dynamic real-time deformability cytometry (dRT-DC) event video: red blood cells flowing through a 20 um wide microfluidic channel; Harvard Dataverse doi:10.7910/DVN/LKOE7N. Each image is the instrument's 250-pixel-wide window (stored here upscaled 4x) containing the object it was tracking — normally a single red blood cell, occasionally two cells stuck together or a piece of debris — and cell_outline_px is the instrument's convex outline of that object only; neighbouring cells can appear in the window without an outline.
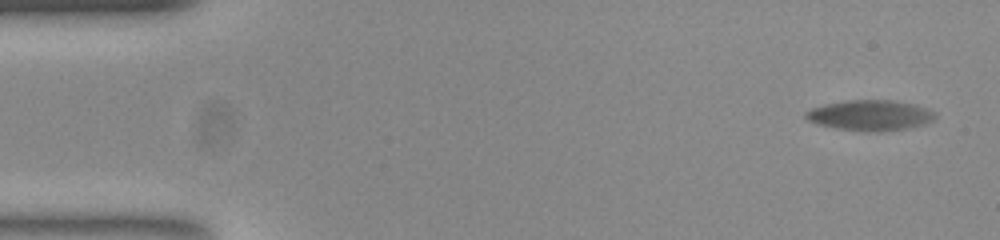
{"species": "common noctule bat (a hibernating species)", "species_latin": "Nyctalus noctula", "temperature_condition": "room temperature", "stored_images_in_passage": 56, "camera_frame_rate_fps": 3000, "um_per_image_px": 0.085, "animal": {"sex": "female", "body_mass_g": 23.0, "forearm_length_mm": 53.4}, "frame": {"image": 1, "passage_image": 1, "time_ms": 0.0, "image_size_px": [1000, 240], "cell_outline_px": [[932, 116], [928, 120], [920, 124], [904, 128], [880, 132], [868, 132], [840, 128], [820, 124], [808, 120], [804, 116], [812, 108], [828, 104], [852, 100], [888, 100], [912, 104], [932, 112]], "centroid_in_image_um": [73.88, 9.8], "position_along_channel_um": 11.1, "area_um2": 21.79}}
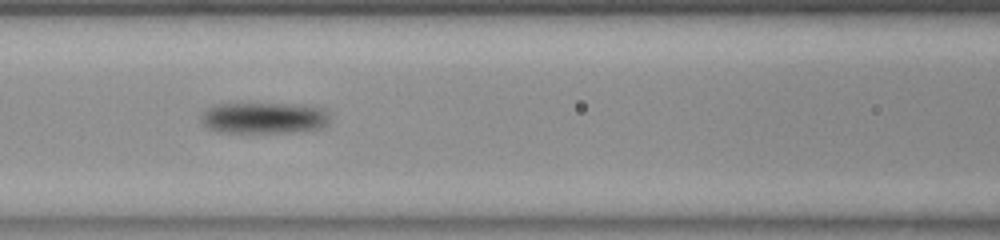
{"frame": {"image": 2, "passage_image": 23, "time_ms": 7.333, "image_size_px": [1000, 240], "cell_outline_px": [[328, 124], [320, 128], [288, 132], [220, 132], [208, 128], [200, 120], [200, 116], [212, 104], [300, 104], [324, 108], [328, 116]], "centroid_in_image_um": [22.42, 10.01], "position_along_channel_um": 144.2, "area_um2": 23.35}}
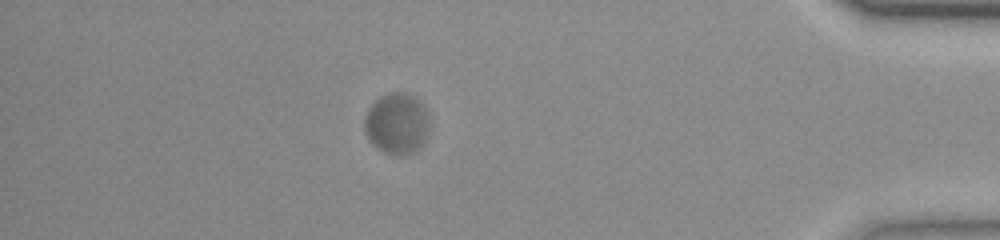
{"frame": {"image": 3, "passage_image": 49, "time_ms": 16.0, "image_size_px": [1000, 240], "cell_outline_px": [[428, 132], [420, 148], [416, 152], [388, 152], [372, 144], [364, 128], [364, 120], [368, 108], [380, 96], [392, 92], [400, 92], [412, 96], [424, 108], [428, 124]], "centroid_in_image_um": [33.71, 10.47], "position_along_channel_um": 401.5, "area_um2": 22.2}, "authors_computed_cell_mechanics": {"area_um2": 22.1374, "velocity_mm_per_s": 3.5225, "shape_relaxation_time_tau1_ms": 4.4995, "shape_relaxation_time_tau2_ms": null, "deformation_change_tau1": 0.155, "deformation_change_tau2": null}}